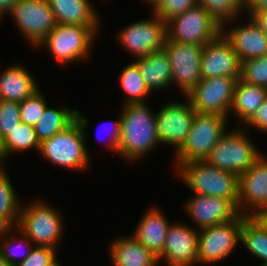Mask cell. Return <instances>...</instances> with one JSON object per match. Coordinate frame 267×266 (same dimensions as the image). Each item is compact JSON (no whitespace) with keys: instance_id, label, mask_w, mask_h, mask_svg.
<instances>
[{"instance_id":"cell-34","label":"cell","mask_w":267,"mask_h":266,"mask_svg":"<svg viewBox=\"0 0 267 266\" xmlns=\"http://www.w3.org/2000/svg\"><path fill=\"white\" fill-rule=\"evenodd\" d=\"M47 106L46 99L39 89L19 103L21 122L34 127Z\"/></svg>"},{"instance_id":"cell-16","label":"cell","mask_w":267,"mask_h":266,"mask_svg":"<svg viewBox=\"0 0 267 266\" xmlns=\"http://www.w3.org/2000/svg\"><path fill=\"white\" fill-rule=\"evenodd\" d=\"M197 248V229L180 223L170 224L158 262L164 259L168 266H193L198 264Z\"/></svg>"},{"instance_id":"cell-5","label":"cell","mask_w":267,"mask_h":266,"mask_svg":"<svg viewBox=\"0 0 267 266\" xmlns=\"http://www.w3.org/2000/svg\"><path fill=\"white\" fill-rule=\"evenodd\" d=\"M227 119L223 115L196 113L186 141L175 153L174 168L181 163L204 161L226 132Z\"/></svg>"},{"instance_id":"cell-31","label":"cell","mask_w":267,"mask_h":266,"mask_svg":"<svg viewBox=\"0 0 267 266\" xmlns=\"http://www.w3.org/2000/svg\"><path fill=\"white\" fill-rule=\"evenodd\" d=\"M17 227L13 228H0V255L2 256V258L8 262L9 264H11L12 266H17L19 263H21L22 261H24L30 254L32 248L35 245H32L33 242L28 238V236L26 234H24L23 232H21L18 229V232L22 235L21 237H18L20 241H17V245H19V247L22 245L26 246V249L28 250L27 252H20L18 253V250L15 248L17 245L15 244V247L12 246L11 242L9 241L10 239H8L7 236H9V233H13L11 236L15 237L14 234L16 233L14 230H16ZM7 237V238H6ZM22 238V239H21ZM30 245V246H29ZM23 249H25L23 247ZM17 250V252H16ZM21 256V257H19ZM20 258V260L17 258Z\"/></svg>"},{"instance_id":"cell-27","label":"cell","mask_w":267,"mask_h":266,"mask_svg":"<svg viewBox=\"0 0 267 266\" xmlns=\"http://www.w3.org/2000/svg\"><path fill=\"white\" fill-rule=\"evenodd\" d=\"M6 171L4 165H0V228H14L17 227L22 204Z\"/></svg>"},{"instance_id":"cell-20","label":"cell","mask_w":267,"mask_h":266,"mask_svg":"<svg viewBox=\"0 0 267 266\" xmlns=\"http://www.w3.org/2000/svg\"><path fill=\"white\" fill-rule=\"evenodd\" d=\"M137 225L133 237L158 257L162 253L170 223L163 213L153 206Z\"/></svg>"},{"instance_id":"cell-47","label":"cell","mask_w":267,"mask_h":266,"mask_svg":"<svg viewBox=\"0 0 267 266\" xmlns=\"http://www.w3.org/2000/svg\"><path fill=\"white\" fill-rule=\"evenodd\" d=\"M49 266H61L60 262L58 261V259H56L51 265Z\"/></svg>"},{"instance_id":"cell-36","label":"cell","mask_w":267,"mask_h":266,"mask_svg":"<svg viewBox=\"0 0 267 266\" xmlns=\"http://www.w3.org/2000/svg\"><path fill=\"white\" fill-rule=\"evenodd\" d=\"M198 0H162L161 3L153 10L164 22H168L173 17L196 6Z\"/></svg>"},{"instance_id":"cell-37","label":"cell","mask_w":267,"mask_h":266,"mask_svg":"<svg viewBox=\"0 0 267 266\" xmlns=\"http://www.w3.org/2000/svg\"><path fill=\"white\" fill-rule=\"evenodd\" d=\"M53 247L34 246L29 256L17 266H49L57 258Z\"/></svg>"},{"instance_id":"cell-24","label":"cell","mask_w":267,"mask_h":266,"mask_svg":"<svg viewBox=\"0 0 267 266\" xmlns=\"http://www.w3.org/2000/svg\"><path fill=\"white\" fill-rule=\"evenodd\" d=\"M136 59L134 62L137 64L145 85L151 93L172 85L171 65L164 49Z\"/></svg>"},{"instance_id":"cell-19","label":"cell","mask_w":267,"mask_h":266,"mask_svg":"<svg viewBox=\"0 0 267 266\" xmlns=\"http://www.w3.org/2000/svg\"><path fill=\"white\" fill-rule=\"evenodd\" d=\"M249 18L247 24L236 25L230 30L225 27V23L222 24L221 33L230 42L241 62L267 55V35Z\"/></svg>"},{"instance_id":"cell-23","label":"cell","mask_w":267,"mask_h":266,"mask_svg":"<svg viewBox=\"0 0 267 266\" xmlns=\"http://www.w3.org/2000/svg\"><path fill=\"white\" fill-rule=\"evenodd\" d=\"M57 23L100 26L99 14L90 0H47Z\"/></svg>"},{"instance_id":"cell-9","label":"cell","mask_w":267,"mask_h":266,"mask_svg":"<svg viewBox=\"0 0 267 266\" xmlns=\"http://www.w3.org/2000/svg\"><path fill=\"white\" fill-rule=\"evenodd\" d=\"M247 217L240 214L229 222L199 229L198 264H214L231 255L238 242H241V228Z\"/></svg>"},{"instance_id":"cell-12","label":"cell","mask_w":267,"mask_h":266,"mask_svg":"<svg viewBox=\"0 0 267 266\" xmlns=\"http://www.w3.org/2000/svg\"><path fill=\"white\" fill-rule=\"evenodd\" d=\"M9 14L27 42L35 48L57 24L47 0H20Z\"/></svg>"},{"instance_id":"cell-17","label":"cell","mask_w":267,"mask_h":266,"mask_svg":"<svg viewBox=\"0 0 267 266\" xmlns=\"http://www.w3.org/2000/svg\"><path fill=\"white\" fill-rule=\"evenodd\" d=\"M266 204L267 158L262 155L239 176L238 208L243 215L255 216Z\"/></svg>"},{"instance_id":"cell-6","label":"cell","mask_w":267,"mask_h":266,"mask_svg":"<svg viewBox=\"0 0 267 266\" xmlns=\"http://www.w3.org/2000/svg\"><path fill=\"white\" fill-rule=\"evenodd\" d=\"M246 132V129L226 131L205 161L218 169L240 176L262 156Z\"/></svg>"},{"instance_id":"cell-40","label":"cell","mask_w":267,"mask_h":266,"mask_svg":"<svg viewBox=\"0 0 267 266\" xmlns=\"http://www.w3.org/2000/svg\"><path fill=\"white\" fill-rule=\"evenodd\" d=\"M248 14V17H251L260 29L267 35V10L248 12Z\"/></svg>"},{"instance_id":"cell-14","label":"cell","mask_w":267,"mask_h":266,"mask_svg":"<svg viewBox=\"0 0 267 266\" xmlns=\"http://www.w3.org/2000/svg\"><path fill=\"white\" fill-rule=\"evenodd\" d=\"M186 103L172 101L164 105L156 113L157 136L160 143L175 146L177 151L191 129L196 111L185 96Z\"/></svg>"},{"instance_id":"cell-42","label":"cell","mask_w":267,"mask_h":266,"mask_svg":"<svg viewBox=\"0 0 267 266\" xmlns=\"http://www.w3.org/2000/svg\"><path fill=\"white\" fill-rule=\"evenodd\" d=\"M20 0H0V14L8 13ZM6 11V12H5Z\"/></svg>"},{"instance_id":"cell-28","label":"cell","mask_w":267,"mask_h":266,"mask_svg":"<svg viewBox=\"0 0 267 266\" xmlns=\"http://www.w3.org/2000/svg\"><path fill=\"white\" fill-rule=\"evenodd\" d=\"M241 244L250 254L267 264V226L255 216H248L241 228Z\"/></svg>"},{"instance_id":"cell-4","label":"cell","mask_w":267,"mask_h":266,"mask_svg":"<svg viewBox=\"0 0 267 266\" xmlns=\"http://www.w3.org/2000/svg\"><path fill=\"white\" fill-rule=\"evenodd\" d=\"M100 26L57 23L55 28L37 45L45 47L59 64H70L89 58L92 42Z\"/></svg>"},{"instance_id":"cell-39","label":"cell","mask_w":267,"mask_h":266,"mask_svg":"<svg viewBox=\"0 0 267 266\" xmlns=\"http://www.w3.org/2000/svg\"><path fill=\"white\" fill-rule=\"evenodd\" d=\"M121 116H119L118 120L115 122L112 121V130L109 133L110 136L107 140H109L107 147L109 146L110 149H112L115 154H118V143H119V136H120V130H121ZM111 128V127H110Z\"/></svg>"},{"instance_id":"cell-43","label":"cell","mask_w":267,"mask_h":266,"mask_svg":"<svg viewBox=\"0 0 267 266\" xmlns=\"http://www.w3.org/2000/svg\"><path fill=\"white\" fill-rule=\"evenodd\" d=\"M5 160V145H4V139L2 135L0 134V165H2V161Z\"/></svg>"},{"instance_id":"cell-7","label":"cell","mask_w":267,"mask_h":266,"mask_svg":"<svg viewBox=\"0 0 267 266\" xmlns=\"http://www.w3.org/2000/svg\"><path fill=\"white\" fill-rule=\"evenodd\" d=\"M40 200L21 205L17 229L26 234L33 245L55 248L63 233L61 215Z\"/></svg>"},{"instance_id":"cell-46","label":"cell","mask_w":267,"mask_h":266,"mask_svg":"<svg viewBox=\"0 0 267 266\" xmlns=\"http://www.w3.org/2000/svg\"><path fill=\"white\" fill-rule=\"evenodd\" d=\"M0 266H12L11 264H9L8 262H6L2 256L0 255Z\"/></svg>"},{"instance_id":"cell-2","label":"cell","mask_w":267,"mask_h":266,"mask_svg":"<svg viewBox=\"0 0 267 266\" xmlns=\"http://www.w3.org/2000/svg\"><path fill=\"white\" fill-rule=\"evenodd\" d=\"M87 125V118L77 110L76 120L70 126L40 143L39 153L62 168L87 170L90 164L85 140Z\"/></svg>"},{"instance_id":"cell-26","label":"cell","mask_w":267,"mask_h":266,"mask_svg":"<svg viewBox=\"0 0 267 266\" xmlns=\"http://www.w3.org/2000/svg\"><path fill=\"white\" fill-rule=\"evenodd\" d=\"M76 113V109L71 110L68 107L52 108L47 106L40 120L34 126L38 141L41 143L65 130L76 120Z\"/></svg>"},{"instance_id":"cell-25","label":"cell","mask_w":267,"mask_h":266,"mask_svg":"<svg viewBox=\"0 0 267 266\" xmlns=\"http://www.w3.org/2000/svg\"><path fill=\"white\" fill-rule=\"evenodd\" d=\"M266 97V87L253 85L238 79L230 111L232 110L236 116L235 118L238 117L240 122L242 121L245 124L254 116Z\"/></svg>"},{"instance_id":"cell-10","label":"cell","mask_w":267,"mask_h":266,"mask_svg":"<svg viewBox=\"0 0 267 266\" xmlns=\"http://www.w3.org/2000/svg\"><path fill=\"white\" fill-rule=\"evenodd\" d=\"M237 81L228 76L201 79L186 97L196 113L229 117Z\"/></svg>"},{"instance_id":"cell-3","label":"cell","mask_w":267,"mask_h":266,"mask_svg":"<svg viewBox=\"0 0 267 266\" xmlns=\"http://www.w3.org/2000/svg\"><path fill=\"white\" fill-rule=\"evenodd\" d=\"M176 173L195 194L238 200L239 176L204 161L179 164Z\"/></svg>"},{"instance_id":"cell-8","label":"cell","mask_w":267,"mask_h":266,"mask_svg":"<svg viewBox=\"0 0 267 266\" xmlns=\"http://www.w3.org/2000/svg\"><path fill=\"white\" fill-rule=\"evenodd\" d=\"M221 32V23L198 4L167 22V38L173 42L205 46Z\"/></svg>"},{"instance_id":"cell-21","label":"cell","mask_w":267,"mask_h":266,"mask_svg":"<svg viewBox=\"0 0 267 266\" xmlns=\"http://www.w3.org/2000/svg\"><path fill=\"white\" fill-rule=\"evenodd\" d=\"M13 64L0 75V100L20 103L39 90L35 78L25 69Z\"/></svg>"},{"instance_id":"cell-29","label":"cell","mask_w":267,"mask_h":266,"mask_svg":"<svg viewBox=\"0 0 267 266\" xmlns=\"http://www.w3.org/2000/svg\"><path fill=\"white\" fill-rule=\"evenodd\" d=\"M120 86L123 88L127 98L125 104L128 103H145L147 95H151L149 89L145 85L140 70L135 62L130 63L123 71H121Z\"/></svg>"},{"instance_id":"cell-1","label":"cell","mask_w":267,"mask_h":266,"mask_svg":"<svg viewBox=\"0 0 267 266\" xmlns=\"http://www.w3.org/2000/svg\"><path fill=\"white\" fill-rule=\"evenodd\" d=\"M146 103L124 104L121 113V130L118 155L132 163L160 144L157 136L156 115ZM155 146V147H154Z\"/></svg>"},{"instance_id":"cell-30","label":"cell","mask_w":267,"mask_h":266,"mask_svg":"<svg viewBox=\"0 0 267 266\" xmlns=\"http://www.w3.org/2000/svg\"><path fill=\"white\" fill-rule=\"evenodd\" d=\"M5 158L10 157L15 152H23L35 148L38 152L40 142L37 139L34 127L21 123L11 134L4 139Z\"/></svg>"},{"instance_id":"cell-18","label":"cell","mask_w":267,"mask_h":266,"mask_svg":"<svg viewBox=\"0 0 267 266\" xmlns=\"http://www.w3.org/2000/svg\"><path fill=\"white\" fill-rule=\"evenodd\" d=\"M241 61L230 42L221 33L202 50V79L228 76L240 79Z\"/></svg>"},{"instance_id":"cell-45","label":"cell","mask_w":267,"mask_h":266,"mask_svg":"<svg viewBox=\"0 0 267 266\" xmlns=\"http://www.w3.org/2000/svg\"><path fill=\"white\" fill-rule=\"evenodd\" d=\"M145 2H147L148 4H150V6H152V10H154L160 3L162 0H144Z\"/></svg>"},{"instance_id":"cell-41","label":"cell","mask_w":267,"mask_h":266,"mask_svg":"<svg viewBox=\"0 0 267 266\" xmlns=\"http://www.w3.org/2000/svg\"><path fill=\"white\" fill-rule=\"evenodd\" d=\"M245 10L248 12L267 10V0H245Z\"/></svg>"},{"instance_id":"cell-11","label":"cell","mask_w":267,"mask_h":266,"mask_svg":"<svg viewBox=\"0 0 267 266\" xmlns=\"http://www.w3.org/2000/svg\"><path fill=\"white\" fill-rule=\"evenodd\" d=\"M203 45L173 42L166 38L163 49L172 70V84L187 96L201 81V56Z\"/></svg>"},{"instance_id":"cell-33","label":"cell","mask_w":267,"mask_h":266,"mask_svg":"<svg viewBox=\"0 0 267 266\" xmlns=\"http://www.w3.org/2000/svg\"><path fill=\"white\" fill-rule=\"evenodd\" d=\"M240 80L267 88V55L241 62Z\"/></svg>"},{"instance_id":"cell-44","label":"cell","mask_w":267,"mask_h":266,"mask_svg":"<svg viewBox=\"0 0 267 266\" xmlns=\"http://www.w3.org/2000/svg\"><path fill=\"white\" fill-rule=\"evenodd\" d=\"M255 217L267 226V211H259Z\"/></svg>"},{"instance_id":"cell-48","label":"cell","mask_w":267,"mask_h":266,"mask_svg":"<svg viewBox=\"0 0 267 266\" xmlns=\"http://www.w3.org/2000/svg\"><path fill=\"white\" fill-rule=\"evenodd\" d=\"M260 211H267V204Z\"/></svg>"},{"instance_id":"cell-32","label":"cell","mask_w":267,"mask_h":266,"mask_svg":"<svg viewBox=\"0 0 267 266\" xmlns=\"http://www.w3.org/2000/svg\"><path fill=\"white\" fill-rule=\"evenodd\" d=\"M198 5L203 6L221 25L228 20H237L245 10V0H198Z\"/></svg>"},{"instance_id":"cell-38","label":"cell","mask_w":267,"mask_h":266,"mask_svg":"<svg viewBox=\"0 0 267 266\" xmlns=\"http://www.w3.org/2000/svg\"><path fill=\"white\" fill-rule=\"evenodd\" d=\"M247 124L259 131L267 132V97Z\"/></svg>"},{"instance_id":"cell-15","label":"cell","mask_w":267,"mask_h":266,"mask_svg":"<svg viewBox=\"0 0 267 266\" xmlns=\"http://www.w3.org/2000/svg\"><path fill=\"white\" fill-rule=\"evenodd\" d=\"M186 202V211L197 229L222 224L236 219L241 213L238 200L193 194Z\"/></svg>"},{"instance_id":"cell-22","label":"cell","mask_w":267,"mask_h":266,"mask_svg":"<svg viewBox=\"0 0 267 266\" xmlns=\"http://www.w3.org/2000/svg\"><path fill=\"white\" fill-rule=\"evenodd\" d=\"M113 266H158V258L133 236L116 237L110 244Z\"/></svg>"},{"instance_id":"cell-35","label":"cell","mask_w":267,"mask_h":266,"mask_svg":"<svg viewBox=\"0 0 267 266\" xmlns=\"http://www.w3.org/2000/svg\"><path fill=\"white\" fill-rule=\"evenodd\" d=\"M21 123L19 103L0 100V134L3 139Z\"/></svg>"},{"instance_id":"cell-13","label":"cell","mask_w":267,"mask_h":266,"mask_svg":"<svg viewBox=\"0 0 267 266\" xmlns=\"http://www.w3.org/2000/svg\"><path fill=\"white\" fill-rule=\"evenodd\" d=\"M153 19L134 22L119 32V43L122 47L140 58L163 49L167 38V23L156 14Z\"/></svg>"}]
</instances>
